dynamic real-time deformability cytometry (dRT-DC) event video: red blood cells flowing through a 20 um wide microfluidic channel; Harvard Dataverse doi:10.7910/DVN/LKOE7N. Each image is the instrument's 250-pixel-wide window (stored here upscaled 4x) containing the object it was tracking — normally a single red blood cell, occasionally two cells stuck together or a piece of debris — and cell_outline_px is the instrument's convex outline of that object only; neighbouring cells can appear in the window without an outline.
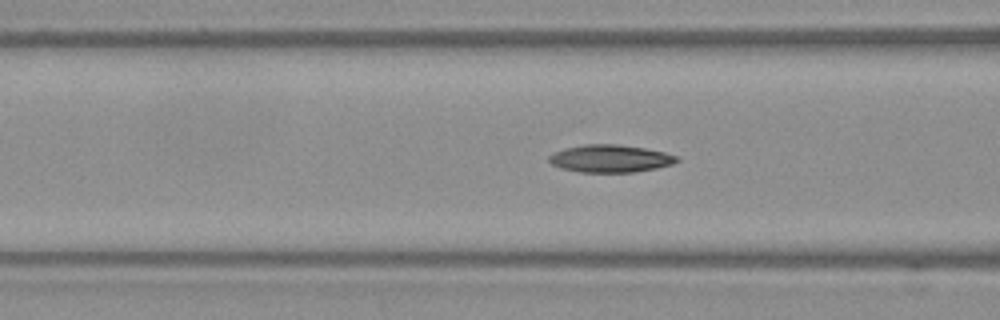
{"species": "Egyptian fruit bat (a non-hibernating species)", "species_latin": "Rousettus aegyptiacus", "temperature_condition": "warm", "stored_images_in_passage": 30, "camera_frame_rate_fps": 3000, "um_per_image_px": 0.085, "frame": {"image": 1, "passage_image": 22, "time_ms": 7.0, "image_size_px": [1000, 320], "cell_outline_px": [[680, 160], [672, 164], [656, 168], [636, 172], [580, 172], [560, 168], [552, 164], [548, 160], [548, 156], [564, 148], [584, 144], [616, 144], [644, 148], [664, 152], [676, 156]], "centroid_in_image_um": [51.86, 13.48], "position_along_channel_um": 114.7, "area_um2": 20.46}}
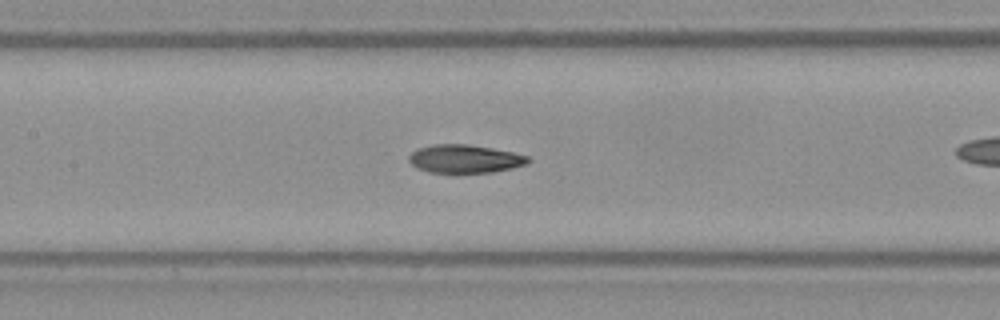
{"frame": {"image": 2, "passage_image": 26, "time_ms": 8.333, "image_size_px": [1000, 320], "cell_outline_px": [[532, 160], [524, 164], [512, 168], [492, 172], [428, 172], [416, 168], [408, 160], [408, 156], [416, 148], [432, 144], [468, 144], [492, 148], [512, 152], [528, 156]], "centroid_in_image_um": [39.47, 13.49], "position_along_channel_um": 167.9, "area_um2": 19.59}}